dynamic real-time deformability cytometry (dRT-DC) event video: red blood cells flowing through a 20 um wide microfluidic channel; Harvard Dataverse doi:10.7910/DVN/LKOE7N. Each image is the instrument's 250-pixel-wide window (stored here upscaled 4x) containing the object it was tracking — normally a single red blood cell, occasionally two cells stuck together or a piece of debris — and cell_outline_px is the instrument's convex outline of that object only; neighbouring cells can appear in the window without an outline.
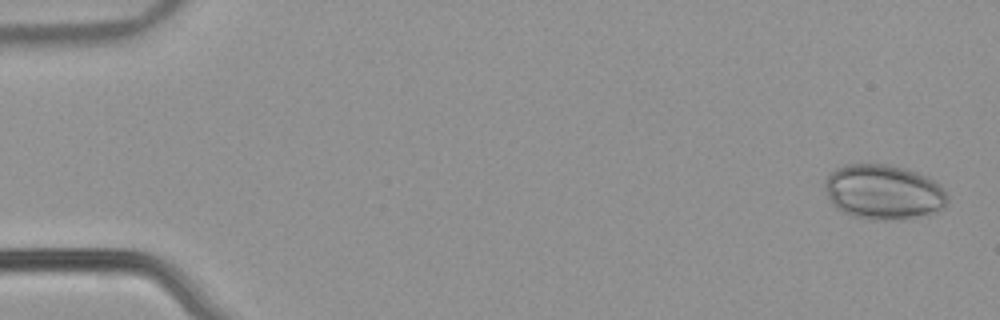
{"species": "common noctule bat (a hibernating species)", "species_latin": "Nyctalus noctula", "temperature_condition": "warm", "stored_images_in_passage": 53, "camera_frame_rate_fps": 3000, "um_per_image_px": 0.085, "animal": {"sex": "male", "body_mass_g": 21.5, "forearm_length_mm": 52.0}, "frame": {"image": 1, "passage_image": 2, "time_ms": 0.333, "image_size_px": [1000, 320], "cell_outline_px": [[948, 200], [944, 208], [912, 216], [888, 220], [868, 220], [852, 216], [836, 208], [832, 204], [824, 188], [824, 184], [828, 176], [836, 168], [844, 164], [888, 164], [904, 168], [916, 172], [932, 180], [944, 188], [948, 196]], "centroid_in_image_um": [75.05, 16.31], "position_along_channel_um": 9.9, "area_um2": 38.84}}
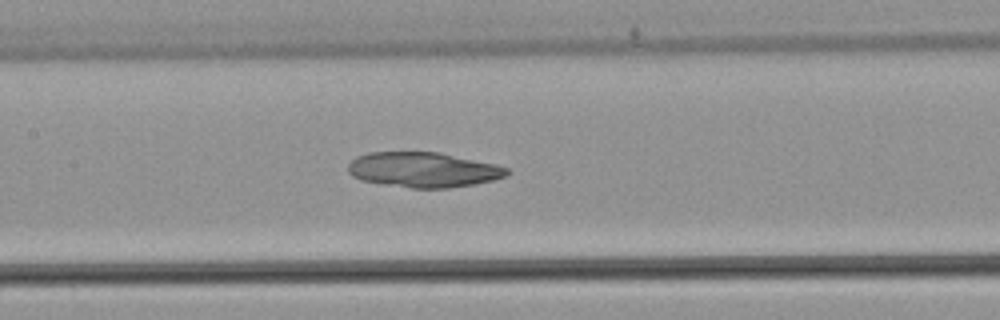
{"frame": {"image": 2, "passage_image": 26, "time_ms": 8.333, "image_size_px": [1000, 320], "cell_outline_px": [[512, 172], [496, 180], [476, 184], [448, 188], [412, 188], [384, 184], [360, 180], [352, 176], [348, 172], [348, 164], [356, 156], [368, 152], [440, 152], [496, 164], [508, 168]], "centroid_in_image_um": [36.0, 14.43], "position_along_channel_um": 171.4, "area_um2": 32.77}}
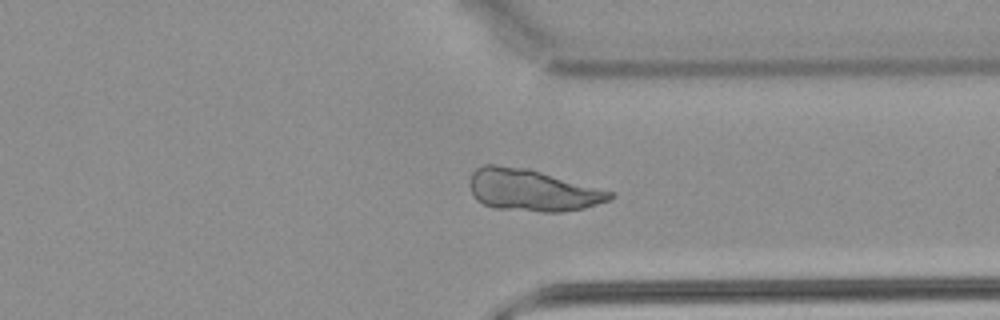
{"frame": {"image": 3, "passage_image": 41, "time_ms": 13.333, "image_size_px": [1000, 320], "cell_outline_px": [[616, 196], [608, 200], [584, 208], [560, 212], [540, 212], [492, 208], [476, 200], [472, 196], [468, 184], [472, 172], [476, 168], [484, 164], [496, 164], [528, 168], [612, 192]], "centroid_in_image_um": [45.15, 16.16], "position_along_channel_um": 366.2, "area_um2": 34.39}}